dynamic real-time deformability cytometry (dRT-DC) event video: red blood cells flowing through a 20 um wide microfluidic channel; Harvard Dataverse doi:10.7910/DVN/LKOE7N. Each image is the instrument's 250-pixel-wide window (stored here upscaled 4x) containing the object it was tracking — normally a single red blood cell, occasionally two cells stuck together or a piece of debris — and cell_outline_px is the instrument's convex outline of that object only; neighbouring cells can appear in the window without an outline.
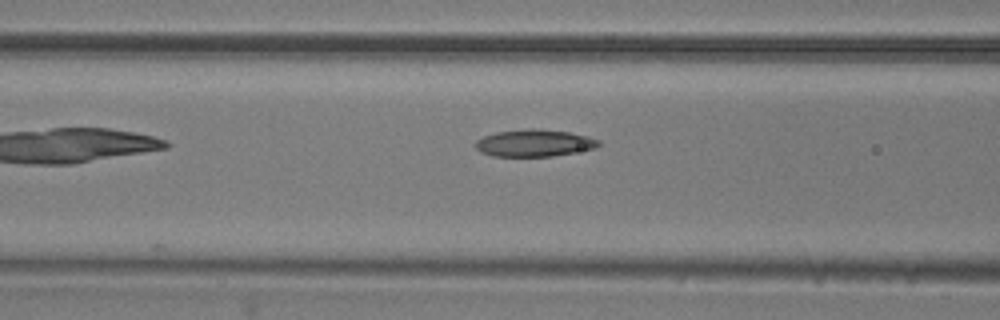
{"species": "common noctule bat (a hibernating species)", "species_latin": "Nyctalus noctula", "temperature_condition": "room temperature", "stored_images_in_passage": 5, "camera_frame_rate_fps": 3000, "um_per_image_px": 0.085, "animal": {"sex": "male", "body_mass_g": 20.5, "forearm_length_mm": 52.5}, "frame": {"image": 1, "passage_image": 5, "time_ms": 1.333, "image_size_px": [1000, 320], "cell_outline_px": [[600, 144], [596, 148], [552, 156], [492, 156], [480, 152], [476, 148], [476, 140], [484, 136], [496, 132], [528, 128], [540, 128], [568, 132], [588, 136], [600, 140]], "centroid_in_image_um": [45.42, 12.15], "position_along_channel_um": 121.2, "area_um2": 19.48}}